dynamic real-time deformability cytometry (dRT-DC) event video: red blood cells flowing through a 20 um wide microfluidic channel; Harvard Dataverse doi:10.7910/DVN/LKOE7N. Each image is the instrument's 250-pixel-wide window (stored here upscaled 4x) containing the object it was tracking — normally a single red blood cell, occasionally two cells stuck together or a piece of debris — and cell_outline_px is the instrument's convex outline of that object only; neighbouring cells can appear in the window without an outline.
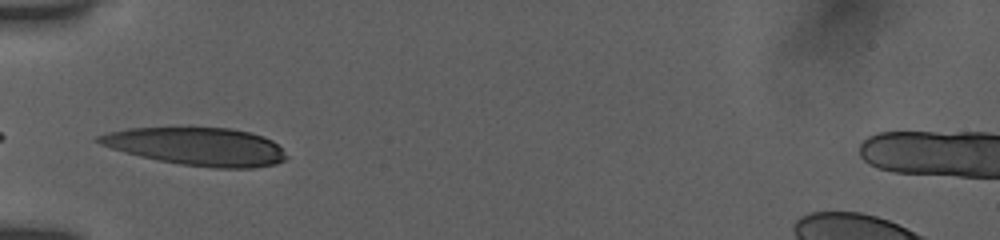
{"species": "human", "species_latin": "Homo sapiens", "temperature_condition": "room temperature", "stored_images_in_passage": 36, "camera_frame_rate_fps": 3000, "um_per_image_px": 0.085, "donor": {"sex": "female"}, "frame": {"image": 1, "passage_image": 1, "time_ms": 0.0, "image_size_px": [1000, 240], "cell_outline_px": [[288, 156], [284, 160], [276, 164], [252, 168], [216, 168], [180, 164], [140, 156], [124, 152], [100, 144], [92, 140], [96, 136], [108, 132], [128, 128], [232, 128], [264, 136], [272, 140]], "centroid_in_image_um": [16.73, 12.45], "position_along_channel_um": 68.3, "area_um2": 41.33}}
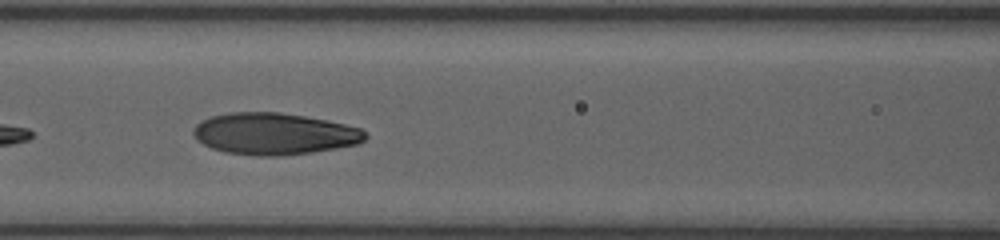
{"frame": {"image": 2, "passage_image": 7, "time_ms": 2.0, "image_size_px": [1000, 240], "cell_outline_px": [[368, 136], [364, 140], [356, 144], [336, 148], [312, 152], [280, 156], [260, 156], [224, 152], [212, 148], [196, 140], [192, 132], [192, 128], [200, 120], [212, 116], [228, 112], [280, 112], [328, 120], [360, 128], [368, 132]], "centroid_in_image_um": [23.29, 11.37], "position_along_channel_um": 143.3, "area_um2": 42.02}}
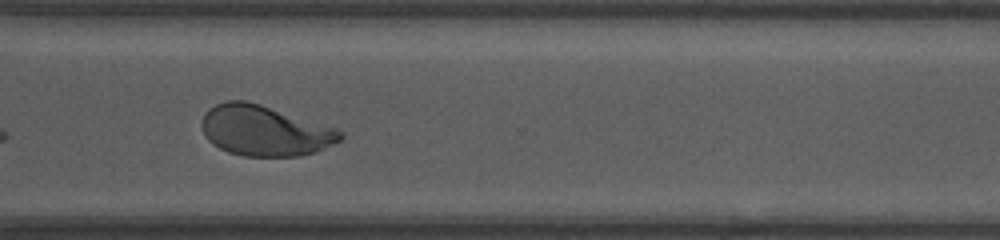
{"frame": {"image": 3, "passage_image": 24, "time_ms": 7.333, "image_size_px": [1000, 240], "cell_outline_px": [[344, 136], [340, 140], [316, 152], [300, 156], [244, 156], [228, 152], [212, 144], [204, 136], [200, 124], [200, 120], [204, 112], [208, 108], [216, 104], [228, 100], [248, 100], [336, 128], [344, 132]], "centroid_in_image_um": [22.45, 11.1], "position_along_channel_um": 348.1, "area_um2": 41.04}, "authors_computed_cell_mechanics": {"area_um2": 41.3848, "velocity_mm_per_s": 3.8496, "shape_relaxation_time_tau1_ms": 4.1512, "shape_relaxation_time_tau2_ms": 0.9804, "deformation_change_tau1": 0.1896, "deformation_change_tau2": 0.0712}}